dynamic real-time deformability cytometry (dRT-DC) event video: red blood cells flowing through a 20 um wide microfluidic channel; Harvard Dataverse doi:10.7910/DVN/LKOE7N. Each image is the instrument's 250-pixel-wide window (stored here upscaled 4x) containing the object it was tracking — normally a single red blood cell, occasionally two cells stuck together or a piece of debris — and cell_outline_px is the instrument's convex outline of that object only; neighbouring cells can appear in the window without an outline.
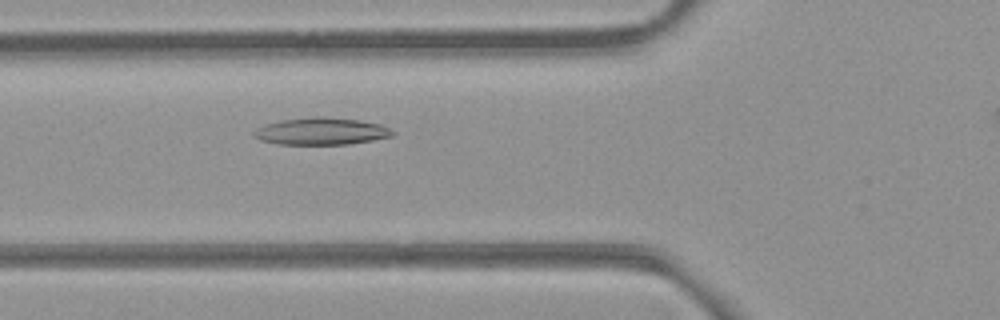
{"species": "common noctule bat (a hibernating species)", "species_latin": "Nyctalus noctula", "temperature_condition": "room temperature", "stored_images_in_passage": 35, "camera_frame_rate_fps": 3000, "um_per_image_px": 0.085, "animal": {"sex": "female", "body_mass_g": 21.9}, "frame": {"image": 1, "passage_image": 7, "time_ms": 2.0, "image_size_px": [1000, 320], "cell_outline_px": [[396, 132], [392, 136], [372, 140], [348, 144], [280, 144], [260, 140], [252, 136], [252, 132], [256, 128], [264, 124], [280, 120], [312, 116], [324, 116], [360, 120], [380, 124]], "centroid_in_image_um": [27.27, 11.14], "position_along_channel_um": 98.5, "area_um2": 22.08}}
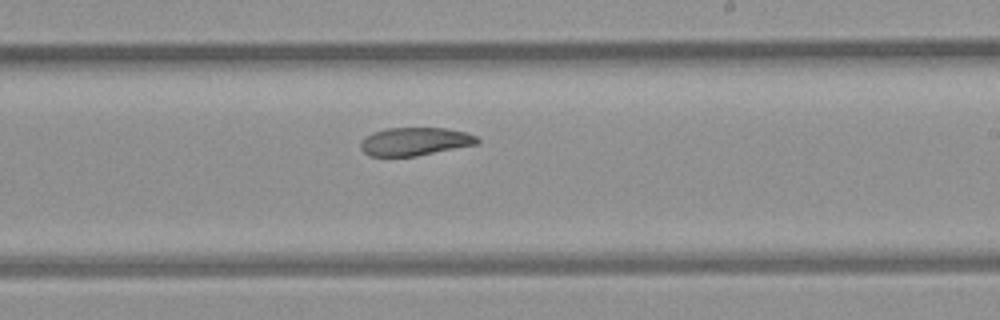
{"frame": {"image": 2, "passage_image": 19, "time_ms": 6.0, "image_size_px": [1000, 320], "cell_outline_px": [[480, 140], [476, 144], [416, 156], [368, 156], [360, 148], [360, 144], [372, 132], [384, 128], [444, 128], [464, 132], [476, 136]], "centroid_in_image_um": [35.24, 12.02], "position_along_channel_um": 253.8, "area_um2": 18.9}}
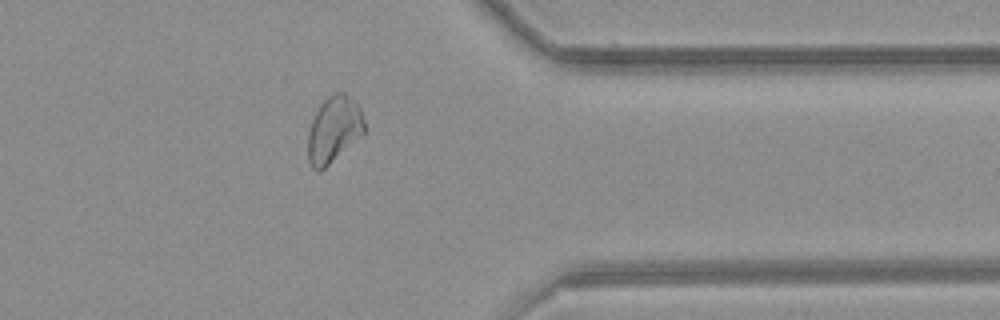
{"frame": {"image": 3, "passage_image": 30, "time_ms": 9.667, "image_size_px": [1000, 320], "cell_outline_px": [[368, 128], [364, 132], [320, 172], [316, 172], [312, 168], [308, 160], [308, 132], [312, 120], [320, 104], [328, 96], [336, 92], [344, 92], [356, 100], [360, 108]], "centroid_in_image_um": [28.39, 10.98], "position_along_channel_um": 383.0, "area_um2": 21.91}, "authors_computed_cell_mechanics": {"area_um2": 20.5768, "velocity_mm_per_s": 3.8791, "shape_relaxation_time_tau1_ms": null, "shape_relaxation_time_tau2_ms": 7.1146, "deformation_change_tau1": null, "deformation_change_tau2": 0.1322}}